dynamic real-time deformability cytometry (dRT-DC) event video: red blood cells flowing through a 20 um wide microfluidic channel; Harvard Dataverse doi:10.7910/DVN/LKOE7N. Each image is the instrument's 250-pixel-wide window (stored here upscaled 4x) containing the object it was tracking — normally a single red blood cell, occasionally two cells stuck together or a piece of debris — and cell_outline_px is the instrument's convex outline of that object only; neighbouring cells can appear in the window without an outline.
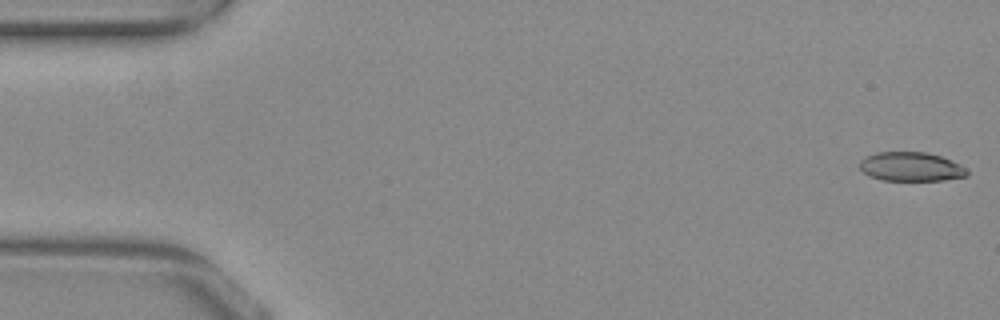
{"species": "common noctule bat (a hibernating species)", "species_latin": "Nyctalus noctula", "temperature_condition": "warm", "stored_images_in_passage": 47, "camera_frame_rate_fps": 3000, "um_per_image_px": 0.085, "animal": {"sex": "female", "body_mass_g": 29.2, "forearm_length_mm": 56.3}, "frame": {"image": 1, "passage_image": 1, "time_ms": 0.0, "image_size_px": [1000, 320], "cell_outline_px": [[968, 176], [944, 180], [880, 180], [868, 176], [860, 168], [860, 160], [864, 156], [876, 152], [928, 152], [940, 156], [960, 164], [968, 168]], "centroid_in_image_um": [77.43, 14.17], "position_along_channel_um": 7.6, "area_um2": 18.38}}
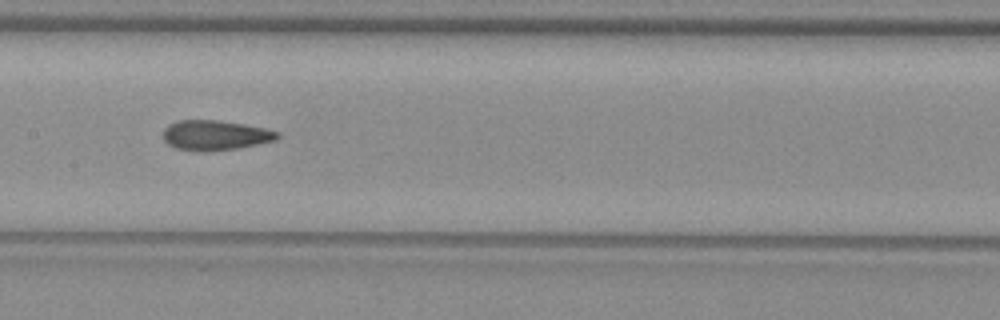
{"frame": {"image": 2, "passage_image": 26, "time_ms": 8.333, "image_size_px": [1000, 320], "cell_outline_px": [[280, 136], [276, 140], [236, 148], [200, 152], [176, 148], [168, 144], [164, 140], [164, 128], [168, 124], [176, 120], [216, 120], [244, 124], [268, 128], [280, 132]], "centroid_in_image_um": [18.3, 11.48], "position_along_channel_um": 189.1, "area_um2": 20.0}}
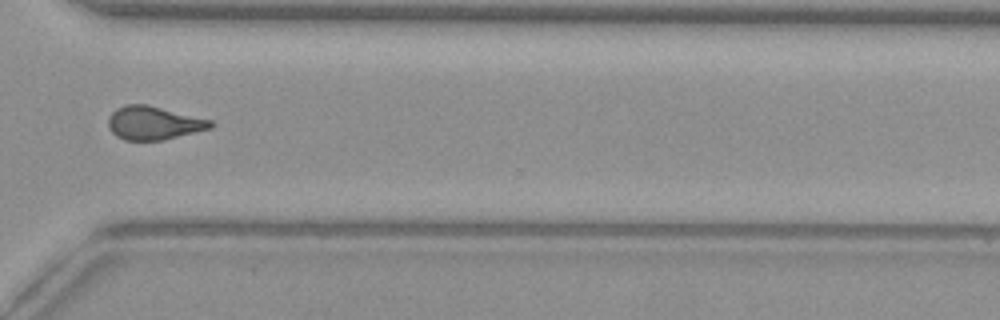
{"frame": {"image": 3, "passage_image": 39, "time_ms": 12.667, "image_size_px": [1000, 320], "cell_outline_px": [[212, 128], [160, 140], [124, 140], [116, 136], [108, 128], [108, 116], [116, 108], [128, 104], [148, 104], [212, 120]], "centroid_in_image_um": [13.02, 10.44], "position_along_channel_um": 357.6, "area_um2": 19.88}}